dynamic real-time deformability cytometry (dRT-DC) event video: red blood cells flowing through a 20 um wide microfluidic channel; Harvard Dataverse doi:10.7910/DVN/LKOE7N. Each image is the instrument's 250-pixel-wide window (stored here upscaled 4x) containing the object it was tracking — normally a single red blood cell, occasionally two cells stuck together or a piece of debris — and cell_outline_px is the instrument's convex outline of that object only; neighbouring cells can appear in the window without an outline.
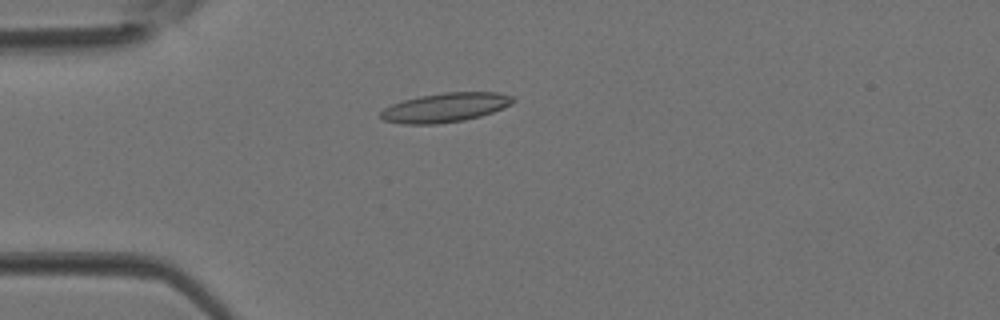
{"species": "Egyptian fruit bat (a non-hibernating species)", "species_latin": "Rousettus aegyptiacus", "temperature_condition": "room temperature", "stored_images_in_passage": 3, "camera_frame_rate_fps": 3000, "um_per_image_px": 0.085, "animal": {"sex": "female"}, "frame": {"image": 1, "passage_image": 3, "time_ms": 0.667, "image_size_px": [1000, 320], "cell_outline_px": [[516, 100], [512, 104], [492, 112], [480, 116], [464, 120], [436, 124], [404, 124], [384, 120], [380, 116], [380, 112], [384, 108], [392, 104], [404, 100], [420, 96], [444, 92], [500, 92], [512, 96]], "centroid_in_image_um": [37.87, 9.13], "position_along_channel_um": 47.1, "area_um2": 22.48}}